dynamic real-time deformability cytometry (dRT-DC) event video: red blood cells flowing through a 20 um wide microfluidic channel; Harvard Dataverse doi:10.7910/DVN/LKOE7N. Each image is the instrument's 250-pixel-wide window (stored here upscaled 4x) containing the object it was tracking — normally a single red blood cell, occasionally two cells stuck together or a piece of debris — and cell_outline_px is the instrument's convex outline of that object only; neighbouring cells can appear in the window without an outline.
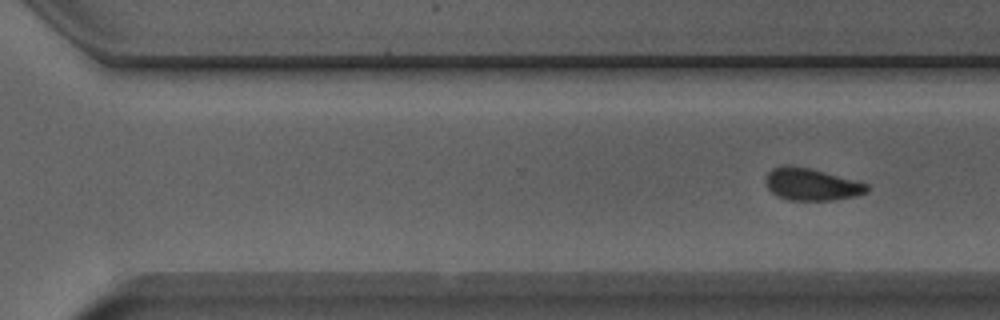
{"species": "Egyptian fruit bat (a non-hibernating species)", "species_latin": "Rousettus aegyptiacus", "temperature_condition": "room temperature", "stored_images_in_passage": 38, "segment_of_instrument_passage": [2, 2], "camera_frame_rate_fps": 3000, "um_per_image_px": 0.085, "animal": {"sex": "male"}, "frame": {"image": 1, "passage_image": 38, "time_ms": 12.333, "image_size_px": [1000, 320], "cell_outline_px": [[868, 192], [856, 196], [832, 200], [788, 200], [776, 196], [768, 188], [764, 180], [768, 172], [772, 168], [784, 164], [788, 164], [808, 168], [824, 172], [868, 184]], "centroid_in_image_um": [68.93, 15.67], "position_along_channel_um": 301.7, "area_um2": 18.96}}